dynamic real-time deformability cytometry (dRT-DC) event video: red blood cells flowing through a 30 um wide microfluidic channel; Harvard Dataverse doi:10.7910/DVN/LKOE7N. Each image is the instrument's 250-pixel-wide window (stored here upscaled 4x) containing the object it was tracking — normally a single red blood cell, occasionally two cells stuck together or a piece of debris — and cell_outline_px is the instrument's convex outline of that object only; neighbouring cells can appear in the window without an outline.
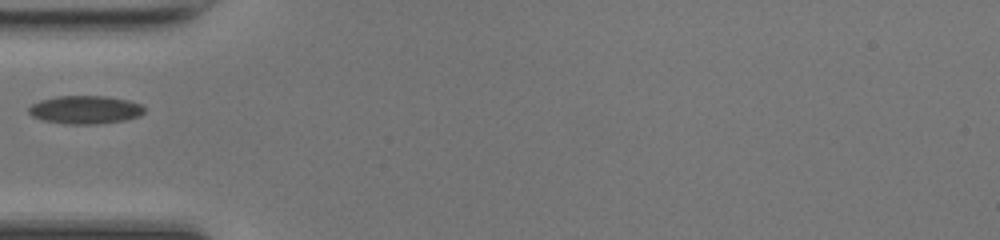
{"species": "common noctule bat (a hibernating species)", "species_latin": "Nyctalus noctula", "temperature_condition": "room temperature", "stored_images_in_passage": 33, "camera_frame_rate_fps": 3000, "um_per_image_px": 0.085, "animal": {"sex": "female", "body_mass_g": 17.0, "forearm_length_mm": 48.0}, "frame": {"image": 1, "passage_image": 1, "time_ms": 0.0, "image_size_px": [1000, 240], "cell_outline_px": [[144, 112], [140, 116], [124, 120], [96, 124], [68, 124], [44, 120], [32, 116], [28, 112], [28, 108], [32, 104], [40, 100], [60, 96], [108, 96], [128, 100], [140, 104], [144, 108]], "centroid_in_image_um": [7.25, 9.32], "position_along_channel_um": 77.8, "area_um2": 18.9}}
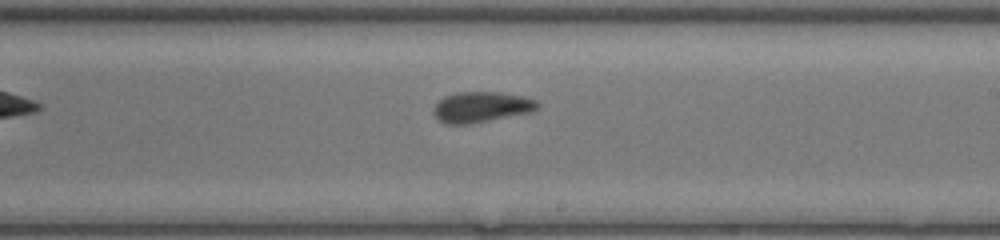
{"frame": {"image": 2, "passage_image": 13, "time_ms": 4.0, "image_size_px": [1000, 240], "cell_outline_px": [[540, 104], [532, 112], [472, 124], [444, 124], [432, 112], [436, 104], [444, 96], [456, 92], [500, 92], [520, 96], [536, 100]], "centroid_in_image_um": [40.9, 9.1], "position_along_channel_um": 248.1, "area_um2": 18.55}}
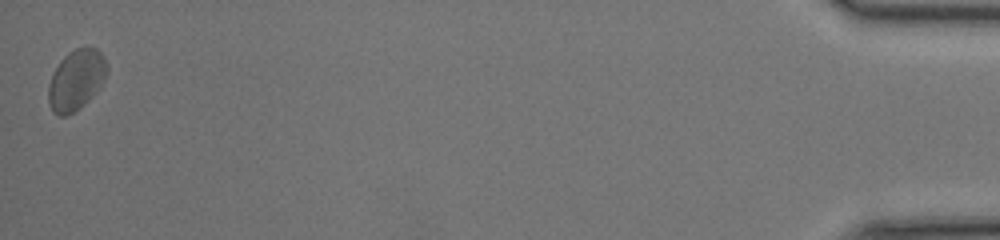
{"frame": {"image": 3, "passage_image": 33, "time_ms": 10.667, "image_size_px": [1000, 240], "cell_outline_px": [[108, 68], [104, 80], [96, 92], [80, 108], [64, 116], [60, 116], [52, 112], [48, 104], [48, 84], [60, 60], [68, 52], [76, 48], [88, 44], [96, 48], [104, 56]], "centroid_in_image_um": [6.48, 6.76], "position_along_channel_um": 428.7, "area_um2": 20.87}}